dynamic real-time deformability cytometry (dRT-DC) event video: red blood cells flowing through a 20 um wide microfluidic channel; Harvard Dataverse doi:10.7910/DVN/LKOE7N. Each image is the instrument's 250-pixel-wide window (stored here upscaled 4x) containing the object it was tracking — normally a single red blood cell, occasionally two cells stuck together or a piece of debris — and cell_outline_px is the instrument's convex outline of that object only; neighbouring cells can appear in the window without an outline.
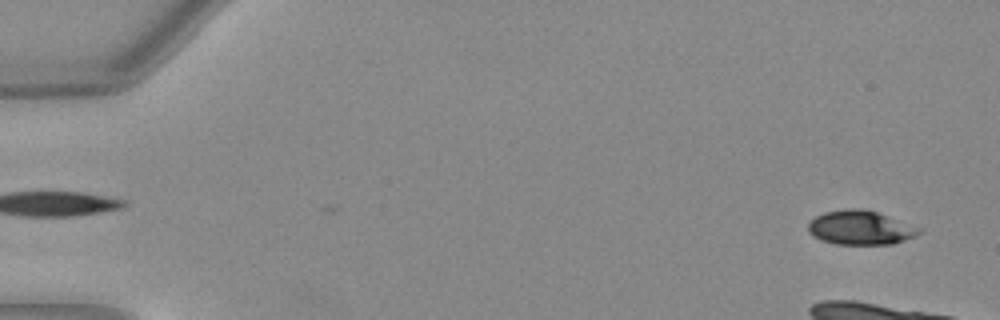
{"species": "Egyptian fruit bat (a non-hibernating species)", "species_latin": "Rousettus aegyptiacus", "temperature_condition": "warm", "stored_images_in_passage": 14, "camera_frame_rate_fps": 3000, "um_per_image_px": 0.085, "animal": {"sex": "female"}, "frame": {"image": 1, "passage_image": 2, "time_ms": 0.333, "image_size_px": [1000, 320], "cell_outline_px": [[924, 232], [916, 236], [892, 244], [836, 244], [820, 240], [812, 236], [808, 232], [808, 224], [816, 216], [824, 212], [848, 208], [864, 208], [888, 216], [920, 228]], "centroid_in_image_um": [73.12, 19.35], "position_along_channel_um": 11.9, "area_um2": 22.08}}